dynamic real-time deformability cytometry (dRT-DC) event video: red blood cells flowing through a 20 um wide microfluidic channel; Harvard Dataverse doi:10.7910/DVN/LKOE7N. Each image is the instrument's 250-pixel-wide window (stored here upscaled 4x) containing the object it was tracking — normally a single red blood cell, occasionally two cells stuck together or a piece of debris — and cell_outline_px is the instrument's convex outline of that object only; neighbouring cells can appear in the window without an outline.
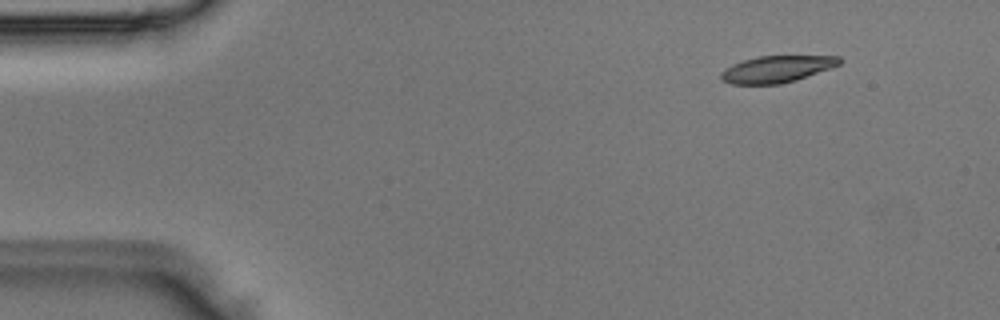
{"species": "Egyptian fruit bat (a non-hibernating species)", "species_latin": "Rousettus aegyptiacus", "temperature_condition": "room temperature", "stored_images_in_passage": 5, "camera_frame_rate_fps": 3000, "um_per_image_px": 0.085, "animal": {"sex": "male"}, "frame": {"image": 1, "passage_image": 2, "time_ms": 0.333, "image_size_px": [1000, 320], "cell_outline_px": [[844, 60], [840, 64], [832, 68], [796, 80], [780, 84], [732, 84], [720, 80], [720, 72], [724, 68], [732, 64], [744, 60], [760, 56], [840, 56]], "centroid_in_image_um": [66.03, 5.87], "position_along_channel_um": 19.0, "area_um2": 18.61}}